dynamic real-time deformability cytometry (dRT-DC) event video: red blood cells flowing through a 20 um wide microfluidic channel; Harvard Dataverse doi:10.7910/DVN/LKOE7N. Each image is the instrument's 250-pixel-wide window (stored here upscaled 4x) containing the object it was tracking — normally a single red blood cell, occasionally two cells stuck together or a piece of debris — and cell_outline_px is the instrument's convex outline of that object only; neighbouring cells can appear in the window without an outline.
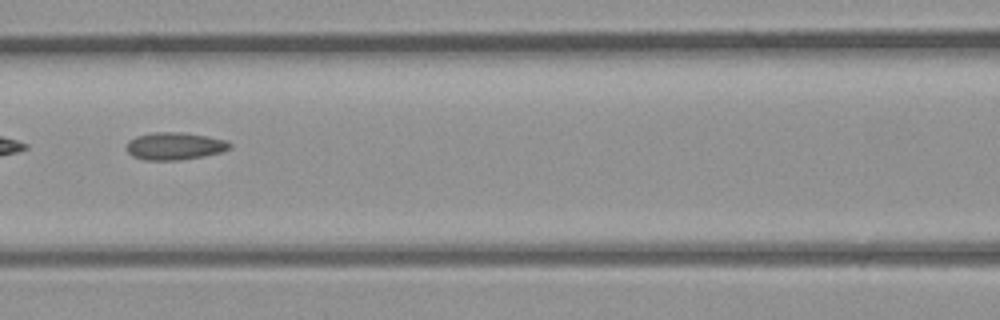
{"species": "common noctule bat (a hibernating species)", "species_latin": "Nyctalus noctula", "temperature_condition": "room temperature", "stored_images_in_passage": 40, "camera_frame_rate_fps": 3000, "um_per_image_px": 0.085, "animal": {"sex": "male", "body_mass_g": 23.1, "forearm_length_mm": 52.7}, "frame": {"image": 1, "passage_image": 18, "time_ms": 5.667, "image_size_px": [1000, 320], "cell_outline_px": [[232, 148], [220, 152], [204, 156], [180, 160], [144, 160], [132, 156], [124, 148], [128, 140], [136, 136], [152, 132], [180, 132], [228, 140], [232, 144]], "centroid_in_image_um": [14.82, 12.42], "position_along_channel_um": 151.8, "area_um2": 16.7}}